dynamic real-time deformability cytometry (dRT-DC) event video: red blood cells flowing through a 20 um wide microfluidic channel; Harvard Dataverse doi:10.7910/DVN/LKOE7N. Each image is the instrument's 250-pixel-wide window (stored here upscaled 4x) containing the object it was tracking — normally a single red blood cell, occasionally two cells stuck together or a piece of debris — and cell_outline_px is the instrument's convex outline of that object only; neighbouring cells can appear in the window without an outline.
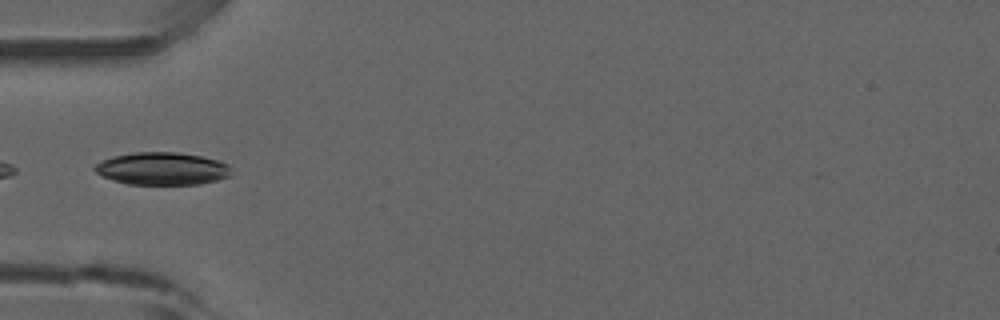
{"species": "common noctule bat (a hibernating species)", "species_latin": "Nyctalus noctula", "temperature_condition": "room temperature", "stored_images_in_passage": 4, "camera_frame_rate_fps": 3000, "um_per_image_px": 0.085, "animal": {"sex": "male", "forearm_length_mm": 52.5}, "frame": {"image": 1, "passage_image": 4, "time_ms": 3.333, "image_size_px": [1000, 320], "cell_outline_px": [[232, 176], [216, 180], [196, 184], [128, 184], [112, 180], [96, 172], [92, 168], [92, 164], [100, 160], [112, 156], [132, 152], [176, 152], [200, 156], [216, 160], [228, 164]], "centroid_in_image_um": [13.72, 14.32], "position_along_channel_um": 71.3, "area_um2": 26.01}}